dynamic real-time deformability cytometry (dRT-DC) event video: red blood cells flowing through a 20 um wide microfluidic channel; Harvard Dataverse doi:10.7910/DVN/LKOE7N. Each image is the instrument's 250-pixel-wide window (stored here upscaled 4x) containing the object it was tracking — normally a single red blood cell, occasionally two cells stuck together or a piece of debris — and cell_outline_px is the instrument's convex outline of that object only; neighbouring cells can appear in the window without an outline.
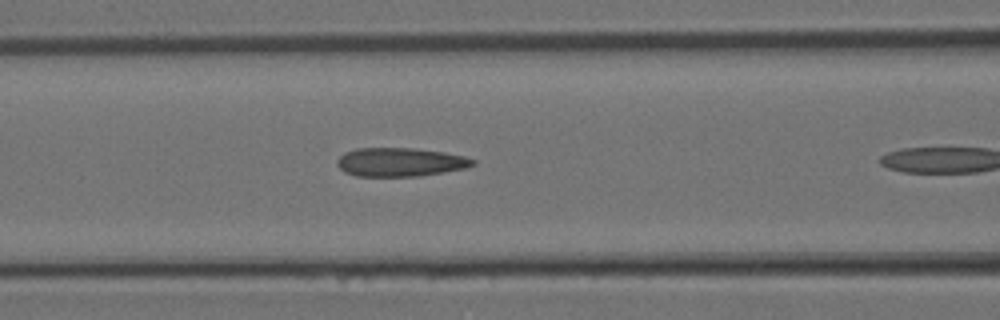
{"species": "Egyptian fruit bat (a non-hibernating species)", "species_latin": "Rousettus aegyptiacus", "temperature_condition": "room temperature", "stored_images_in_passage": 10, "camera_frame_rate_fps": 3000, "um_per_image_px": 0.085, "animal": {"sex": "female"}, "frame": {"image": 1, "passage_image": 9, "time_ms": 2.667, "image_size_px": [1000, 320], "cell_outline_px": [[476, 164], [464, 168], [444, 172], [420, 176], [356, 176], [344, 172], [336, 164], [336, 160], [344, 152], [356, 148], [412, 148], [444, 152], [464, 156], [476, 160]], "centroid_in_image_um": [33.99, 13.78], "position_along_channel_um": 132.6, "area_um2": 22.77}}